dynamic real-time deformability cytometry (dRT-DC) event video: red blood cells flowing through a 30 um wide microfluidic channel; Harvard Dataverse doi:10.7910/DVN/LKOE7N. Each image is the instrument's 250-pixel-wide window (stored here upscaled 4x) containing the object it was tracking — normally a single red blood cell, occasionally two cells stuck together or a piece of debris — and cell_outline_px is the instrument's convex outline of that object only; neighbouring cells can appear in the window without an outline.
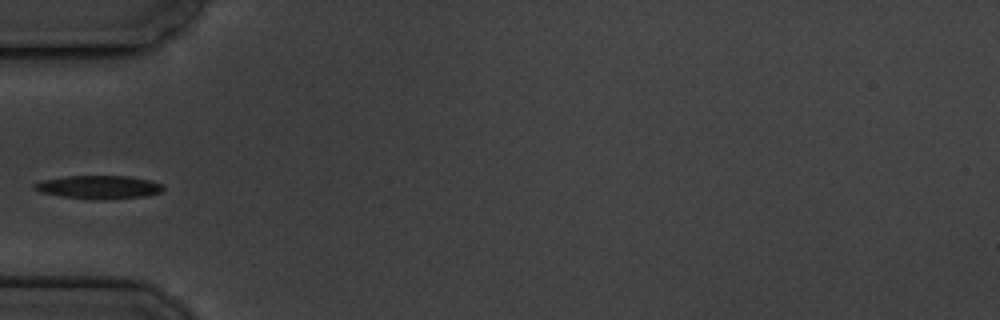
{"species": "common noctule bat (a hibernating species)", "species_latin": "Nyctalus noctula", "temperature_condition": "cold", "stored_images_in_passage": 8, "segment_of_instrument_passage": [2, 2], "camera_frame_rate_fps": 3000, "um_per_image_px": 0.085, "animal": {"sex": "male", "body_mass_g": 19.5, "forearm_length_mm": 54.6}, "frame": {"image": 1, "passage_image": 5, "time_ms": 4.667, "image_size_px": [1000, 320], "cell_outline_px": [[164, 192], [148, 196], [60, 196], [40, 192], [32, 188], [32, 184], [40, 180], [64, 176], [128, 176], [152, 180], [164, 184]], "centroid_in_image_um": [8.4, 15.84], "position_along_channel_um": 76.6, "area_um2": 16.65}}
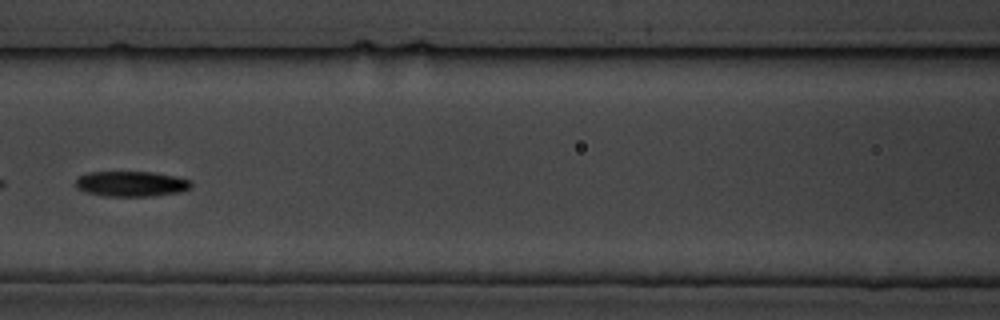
{"frame": {"image": 2, "passage_image": 7, "time_ms": 7.0, "image_size_px": [1000, 320], "cell_outline_px": [[192, 188], [180, 192], [152, 196], [108, 196], [88, 192], [76, 188], [76, 180], [80, 176], [88, 172], [152, 172], [176, 176], [192, 180]], "centroid_in_image_um": [11.22, 15.62], "position_along_channel_um": 155.4, "area_um2": 17.05}}
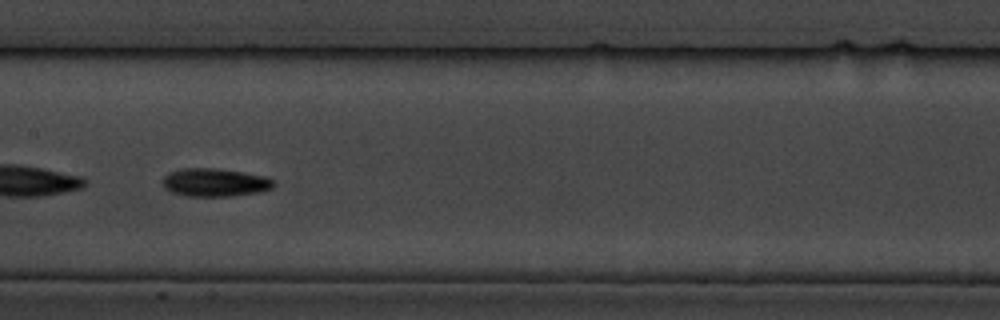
{"frame": {"image": 3, "passage_image": 8, "time_ms": 8.0, "image_size_px": [1000, 320], "cell_outline_px": [[276, 184], [272, 188], [256, 192], [228, 196], [184, 196], [172, 192], [164, 188], [160, 180], [168, 172], [180, 168], [216, 168], [244, 172], [268, 176]], "centroid_in_image_um": [18.22, 15.49], "position_along_channel_um": 189.2, "area_um2": 18.44}}